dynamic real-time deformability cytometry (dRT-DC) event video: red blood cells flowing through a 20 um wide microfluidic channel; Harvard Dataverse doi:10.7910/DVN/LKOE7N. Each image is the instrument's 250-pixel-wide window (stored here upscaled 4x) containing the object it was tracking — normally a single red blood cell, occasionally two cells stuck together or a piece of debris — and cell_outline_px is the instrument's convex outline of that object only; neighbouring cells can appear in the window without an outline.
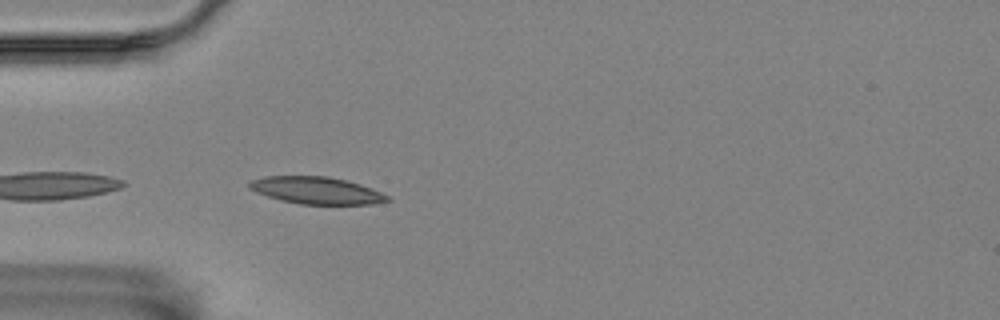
{"species": "Egyptian fruit bat (a non-hibernating species)", "species_latin": "Rousettus aegyptiacus", "temperature_condition": "room temperature", "stored_images_in_passage": 5, "camera_frame_rate_fps": 3000, "um_per_image_px": 0.085, "animal": {"sex": "female"}, "frame": {"image": 1, "passage_image": 5, "time_ms": 1.333, "image_size_px": [1000, 320], "cell_outline_px": [[392, 200], [372, 204], [300, 204], [280, 200], [256, 192], [248, 188], [248, 184], [252, 180], [264, 176], [328, 176], [360, 184], [380, 192], [388, 196]], "centroid_in_image_um": [26.87, 16.18], "position_along_channel_um": 58.1, "area_um2": 21.68}}